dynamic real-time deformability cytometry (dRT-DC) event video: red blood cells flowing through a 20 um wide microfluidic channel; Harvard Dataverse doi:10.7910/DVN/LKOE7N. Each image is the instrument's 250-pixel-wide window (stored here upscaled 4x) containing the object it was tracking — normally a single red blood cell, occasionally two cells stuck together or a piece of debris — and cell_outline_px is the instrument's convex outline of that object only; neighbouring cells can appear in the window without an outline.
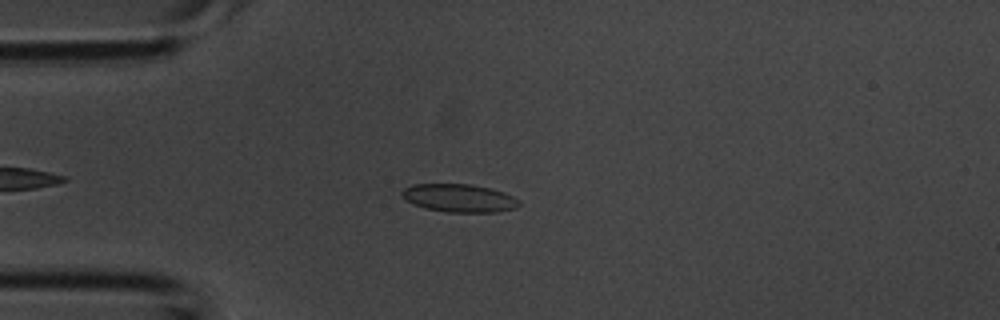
{"species": "common noctule bat (a hibernating species)", "species_latin": "Nyctalus noctula", "temperature_condition": "room temperature", "stored_images_in_passage": 3, "camera_frame_rate_fps": 3000, "um_per_image_px": 0.085, "animal": {"sex": "male", "body_mass_g": 20.1, "forearm_length_mm": 53.5}, "frame": {"image": 1, "passage_image": 3, "time_ms": 0.667, "image_size_px": [1000, 320], "cell_outline_px": [[520, 204], [516, 208], [496, 212], [448, 212], [424, 208], [412, 204], [404, 200], [400, 196], [400, 192], [404, 188], [412, 184], [472, 184], [492, 188], [504, 192], [520, 200]], "centroid_in_image_um": [39.0, 16.83], "position_along_channel_um": 46.0, "area_um2": 19.48}}